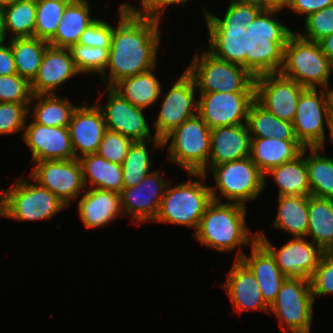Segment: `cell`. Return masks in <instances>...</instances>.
<instances>
[{"mask_svg": "<svg viewBox=\"0 0 333 333\" xmlns=\"http://www.w3.org/2000/svg\"><path fill=\"white\" fill-rule=\"evenodd\" d=\"M69 0H36L35 37L49 42L62 20Z\"/></svg>", "mask_w": 333, "mask_h": 333, "instance_id": "cell-40", "label": "cell"}, {"mask_svg": "<svg viewBox=\"0 0 333 333\" xmlns=\"http://www.w3.org/2000/svg\"><path fill=\"white\" fill-rule=\"evenodd\" d=\"M75 158L97 153L105 131V119L99 105L77 106L68 126ZM78 151H80L78 153Z\"/></svg>", "mask_w": 333, "mask_h": 333, "instance_id": "cell-21", "label": "cell"}, {"mask_svg": "<svg viewBox=\"0 0 333 333\" xmlns=\"http://www.w3.org/2000/svg\"><path fill=\"white\" fill-rule=\"evenodd\" d=\"M224 288L237 312L247 310L269 312V306L263 299L254 273L241 259H235Z\"/></svg>", "mask_w": 333, "mask_h": 333, "instance_id": "cell-24", "label": "cell"}, {"mask_svg": "<svg viewBox=\"0 0 333 333\" xmlns=\"http://www.w3.org/2000/svg\"><path fill=\"white\" fill-rule=\"evenodd\" d=\"M36 165L30 177L41 187L48 189L67 206L85 192L82 169L78 159L44 160Z\"/></svg>", "mask_w": 333, "mask_h": 333, "instance_id": "cell-15", "label": "cell"}, {"mask_svg": "<svg viewBox=\"0 0 333 333\" xmlns=\"http://www.w3.org/2000/svg\"><path fill=\"white\" fill-rule=\"evenodd\" d=\"M108 100L104 107L99 106L103 112L108 130L115 131L133 141H146L153 137L142 108L135 107L124 99L112 87H106Z\"/></svg>", "mask_w": 333, "mask_h": 333, "instance_id": "cell-19", "label": "cell"}, {"mask_svg": "<svg viewBox=\"0 0 333 333\" xmlns=\"http://www.w3.org/2000/svg\"><path fill=\"white\" fill-rule=\"evenodd\" d=\"M154 69L120 80L112 88L135 107L145 109L157 102L162 93Z\"/></svg>", "mask_w": 333, "mask_h": 333, "instance_id": "cell-32", "label": "cell"}, {"mask_svg": "<svg viewBox=\"0 0 333 333\" xmlns=\"http://www.w3.org/2000/svg\"><path fill=\"white\" fill-rule=\"evenodd\" d=\"M187 1L188 0H140V4H142L141 10L125 2L120 6V9L132 11L135 15L143 18L161 21V14L164 13L166 7L168 8L171 4L185 6Z\"/></svg>", "mask_w": 333, "mask_h": 333, "instance_id": "cell-48", "label": "cell"}, {"mask_svg": "<svg viewBox=\"0 0 333 333\" xmlns=\"http://www.w3.org/2000/svg\"><path fill=\"white\" fill-rule=\"evenodd\" d=\"M307 150L310 151L306 166L311 195L333 199V159L319 154L320 147H307Z\"/></svg>", "mask_w": 333, "mask_h": 333, "instance_id": "cell-38", "label": "cell"}, {"mask_svg": "<svg viewBox=\"0 0 333 333\" xmlns=\"http://www.w3.org/2000/svg\"><path fill=\"white\" fill-rule=\"evenodd\" d=\"M257 240L271 253L278 268L289 278L309 279L325 253L304 237H293L278 250L260 231L257 232Z\"/></svg>", "mask_w": 333, "mask_h": 333, "instance_id": "cell-16", "label": "cell"}, {"mask_svg": "<svg viewBox=\"0 0 333 333\" xmlns=\"http://www.w3.org/2000/svg\"><path fill=\"white\" fill-rule=\"evenodd\" d=\"M153 142L156 147L162 148V140L154 138L146 141H133L128 149L125 160L121 164L123 173V188L138 185L148 175L152 160L148 153L147 144Z\"/></svg>", "mask_w": 333, "mask_h": 333, "instance_id": "cell-39", "label": "cell"}, {"mask_svg": "<svg viewBox=\"0 0 333 333\" xmlns=\"http://www.w3.org/2000/svg\"><path fill=\"white\" fill-rule=\"evenodd\" d=\"M9 43L17 74L31 83L38 73L49 43L36 37L11 38Z\"/></svg>", "mask_w": 333, "mask_h": 333, "instance_id": "cell-36", "label": "cell"}, {"mask_svg": "<svg viewBox=\"0 0 333 333\" xmlns=\"http://www.w3.org/2000/svg\"><path fill=\"white\" fill-rule=\"evenodd\" d=\"M303 149L304 146L298 140L251 138L250 158L265 174L273 167L294 160Z\"/></svg>", "mask_w": 333, "mask_h": 333, "instance_id": "cell-27", "label": "cell"}, {"mask_svg": "<svg viewBox=\"0 0 333 333\" xmlns=\"http://www.w3.org/2000/svg\"><path fill=\"white\" fill-rule=\"evenodd\" d=\"M118 10L119 24L113 26L109 62L102 75L107 87H113L124 78L154 69L161 42L160 21L137 16L132 11ZM109 69L110 74L107 76Z\"/></svg>", "mask_w": 333, "mask_h": 333, "instance_id": "cell-1", "label": "cell"}, {"mask_svg": "<svg viewBox=\"0 0 333 333\" xmlns=\"http://www.w3.org/2000/svg\"><path fill=\"white\" fill-rule=\"evenodd\" d=\"M3 40L2 9L0 8V41Z\"/></svg>", "mask_w": 333, "mask_h": 333, "instance_id": "cell-55", "label": "cell"}, {"mask_svg": "<svg viewBox=\"0 0 333 333\" xmlns=\"http://www.w3.org/2000/svg\"><path fill=\"white\" fill-rule=\"evenodd\" d=\"M77 74L69 49L48 45L38 73L31 82L32 93L55 94L58 86Z\"/></svg>", "mask_w": 333, "mask_h": 333, "instance_id": "cell-23", "label": "cell"}, {"mask_svg": "<svg viewBox=\"0 0 333 333\" xmlns=\"http://www.w3.org/2000/svg\"><path fill=\"white\" fill-rule=\"evenodd\" d=\"M36 99L38 101H33ZM32 103H36L32 114L33 121L50 127H68L77 107L66 97L59 98L56 93L33 95L30 104Z\"/></svg>", "mask_w": 333, "mask_h": 333, "instance_id": "cell-35", "label": "cell"}, {"mask_svg": "<svg viewBox=\"0 0 333 333\" xmlns=\"http://www.w3.org/2000/svg\"><path fill=\"white\" fill-rule=\"evenodd\" d=\"M86 0L70 1L64 9L55 36L48 42L54 47L69 48L77 44L81 34L96 19H92L91 8Z\"/></svg>", "mask_w": 333, "mask_h": 333, "instance_id": "cell-29", "label": "cell"}, {"mask_svg": "<svg viewBox=\"0 0 333 333\" xmlns=\"http://www.w3.org/2000/svg\"><path fill=\"white\" fill-rule=\"evenodd\" d=\"M246 125L251 138L297 140L292 122L277 118L256 101L250 105Z\"/></svg>", "mask_w": 333, "mask_h": 333, "instance_id": "cell-33", "label": "cell"}, {"mask_svg": "<svg viewBox=\"0 0 333 333\" xmlns=\"http://www.w3.org/2000/svg\"><path fill=\"white\" fill-rule=\"evenodd\" d=\"M31 83L18 74L0 76V102L30 103Z\"/></svg>", "mask_w": 333, "mask_h": 333, "instance_id": "cell-43", "label": "cell"}, {"mask_svg": "<svg viewBox=\"0 0 333 333\" xmlns=\"http://www.w3.org/2000/svg\"><path fill=\"white\" fill-rule=\"evenodd\" d=\"M251 247V256L238 250L236 259H241L254 273L263 299L270 307L287 277L278 268L271 253L258 240Z\"/></svg>", "mask_w": 333, "mask_h": 333, "instance_id": "cell-25", "label": "cell"}, {"mask_svg": "<svg viewBox=\"0 0 333 333\" xmlns=\"http://www.w3.org/2000/svg\"><path fill=\"white\" fill-rule=\"evenodd\" d=\"M278 213L273 227L293 237H306L308 229V196H278Z\"/></svg>", "mask_w": 333, "mask_h": 333, "instance_id": "cell-34", "label": "cell"}, {"mask_svg": "<svg viewBox=\"0 0 333 333\" xmlns=\"http://www.w3.org/2000/svg\"><path fill=\"white\" fill-rule=\"evenodd\" d=\"M307 236L324 252H333V199L308 196Z\"/></svg>", "mask_w": 333, "mask_h": 333, "instance_id": "cell-30", "label": "cell"}, {"mask_svg": "<svg viewBox=\"0 0 333 333\" xmlns=\"http://www.w3.org/2000/svg\"><path fill=\"white\" fill-rule=\"evenodd\" d=\"M15 0H0V8L2 9L5 6L12 4Z\"/></svg>", "mask_w": 333, "mask_h": 333, "instance_id": "cell-56", "label": "cell"}, {"mask_svg": "<svg viewBox=\"0 0 333 333\" xmlns=\"http://www.w3.org/2000/svg\"><path fill=\"white\" fill-rule=\"evenodd\" d=\"M291 0H266V10L280 11L289 8Z\"/></svg>", "mask_w": 333, "mask_h": 333, "instance_id": "cell-52", "label": "cell"}, {"mask_svg": "<svg viewBox=\"0 0 333 333\" xmlns=\"http://www.w3.org/2000/svg\"><path fill=\"white\" fill-rule=\"evenodd\" d=\"M254 101L255 92H200L197 114L211 129L246 124Z\"/></svg>", "mask_w": 333, "mask_h": 333, "instance_id": "cell-13", "label": "cell"}, {"mask_svg": "<svg viewBox=\"0 0 333 333\" xmlns=\"http://www.w3.org/2000/svg\"><path fill=\"white\" fill-rule=\"evenodd\" d=\"M231 1L253 4L254 6L260 7L262 10H266V0H231Z\"/></svg>", "mask_w": 333, "mask_h": 333, "instance_id": "cell-54", "label": "cell"}, {"mask_svg": "<svg viewBox=\"0 0 333 333\" xmlns=\"http://www.w3.org/2000/svg\"><path fill=\"white\" fill-rule=\"evenodd\" d=\"M30 103L0 102V135L24 131Z\"/></svg>", "mask_w": 333, "mask_h": 333, "instance_id": "cell-42", "label": "cell"}, {"mask_svg": "<svg viewBox=\"0 0 333 333\" xmlns=\"http://www.w3.org/2000/svg\"><path fill=\"white\" fill-rule=\"evenodd\" d=\"M35 20L36 0H15L3 7V40L9 32L12 38L35 37Z\"/></svg>", "mask_w": 333, "mask_h": 333, "instance_id": "cell-37", "label": "cell"}, {"mask_svg": "<svg viewBox=\"0 0 333 333\" xmlns=\"http://www.w3.org/2000/svg\"><path fill=\"white\" fill-rule=\"evenodd\" d=\"M306 33L299 35L307 40L318 42L333 34V5L327 6L305 18Z\"/></svg>", "mask_w": 333, "mask_h": 333, "instance_id": "cell-45", "label": "cell"}, {"mask_svg": "<svg viewBox=\"0 0 333 333\" xmlns=\"http://www.w3.org/2000/svg\"><path fill=\"white\" fill-rule=\"evenodd\" d=\"M211 128L197 114L180 124L162 139L168 147V160L187 173H200L208 165Z\"/></svg>", "mask_w": 333, "mask_h": 333, "instance_id": "cell-9", "label": "cell"}, {"mask_svg": "<svg viewBox=\"0 0 333 333\" xmlns=\"http://www.w3.org/2000/svg\"><path fill=\"white\" fill-rule=\"evenodd\" d=\"M112 33V25L106 21L96 19L84 30L78 43L89 47L110 48Z\"/></svg>", "mask_w": 333, "mask_h": 333, "instance_id": "cell-47", "label": "cell"}, {"mask_svg": "<svg viewBox=\"0 0 333 333\" xmlns=\"http://www.w3.org/2000/svg\"><path fill=\"white\" fill-rule=\"evenodd\" d=\"M17 74L14 54L10 43L6 46L5 40L0 41V76Z\"/></svg>", "mask_w": 333, "mask_h": 333, "instance_id": "cell-50", "label": "cell"}, {"mask_svg": "<svg viewBox=\"0 0 333 333\" xmlns=\"http://www.w3.org/2000/svg\"><path fill=\"white\" fill-rule=\"evenodd\" d=\"M216 190L215 186H211L213 200L194 231L195 239L220 252H230L237 246L253 245L257 241V233L249 236L250 229L245 225L246 206L221 202Z\"/></svg>", "mask_w": 333, "mask_h": 333, "instance_id": "cell-2", "label": "cell"}, {"mask_svg": "<svg viewBox=\"0 0 333 333\" xmlns=\"http://www.w3.org/2000/svg\"><path fill=\"white\" fill-rule=\"evenodd\" d=\"M262 11L260 7L231 1L224 19L204 9L209 34V52L215 57L245 68L246 26Z\"/></svg>", "mask_w": 333, "mask_h": 333, "instance_id": "cell-4", "label": "cell"}, {"mask_svg": "<svg viewBox=\"0 0 333 333\" xmlns=\"http://www.w3.org/2000/svg\"><path fill=\"white\" fill-rule=\"evenodd\" d=\"M329 87L330 86L328 85L326 88H324V90L327 98L329 118L331 121H333V88L330 89Z\"/></svg>", "mask_w": 333, "mask_h": 333, "instance_id": "cell-53", "label": "cell"}, {"mask_svg": "<svg viewBox=\"0 0 333 333\" xmlns=\"http://www.w3.org/2000/svg\"><path fill=\"white\" fill-rule=\"evenodd\" d=\"M212 172L216 187L230 201L246 206L265 188V174L249 157L214 166Z\"/></svg>", "mask_w": 333, "mask_h": 333, "instance_id": "cell-11", "label": "cell"}, {"mask_svg": "<svg viewBox=\"0 0 333 333\" xmlns=\"http://www.w3.org/2000/svg\"><path fill=\"white\" fill-rule=\"evenodd\" d=\"M190 179L176 186H167L154 221L194 228L196 231L207 206L213 200L211 186L205 185L206 175L188 173Z\"/></svg>", "mask_w": 333, "mask_h": 333, "instance_id": "cell-5", "label": "cell"}, {"mask_svg": "<svg viewBox=\"0 0 333 333\" xmlns=\"http://www.w3.org/2000/svg\"><path fill=\"white\" fill-rule=\"evenodd\" d=\"M133 140L115 131L106 130L97 154L106 160L122 164Z\"/></svg>", "mask_w": 333, "mask_h": 333, "instance_id": "cell-44", "label": "cell"}, {"mask_svg": "<svg viewBox=\"0 0 333 333\" xmlns=\"http://www.w3.org/2000/svg\"><path fill=\"white\" fill-rule=\"evenodd\" d=\"M196 91L194 79L184 71L165 95L157 121L153 122L156 138L162 140L185 120L197 115Z\"/></svg>", "mask_w": 333, "mask_h": 333, "instance_id": "cell-17", "label": "cell"}, {"mask_svg": "<svg viewBox=\"0 0 333 333\" xmlns=\"http://www.w3.org/2000/svg\"><path fill=\"white\" fill-rule=\"evenodd\" d=\"M309 280L314 300L315 296L333 293V252L323 254Z\"/></svg>", "mask_w": 333, "mask_h": 333, "instance_id": "cell-46", "label": "cell"}, {"mask_svg": "<svg viewBox=\"0 0 333 333\" xmlns=\"http://www.w3.org/2000/svg\"><path fill=\"white\" fill-rule=\"evenodd\" d=\"M22 138L32 151V162L76 159L68 127H50L32 121Z\"/></svg>", "mask_w": 333, "mask_h": 333, "instance_id": "cell-20", "label": "cell"}, {"mask_svg": "<svg viewBox=\"0 0 333 333\" xmlns=\"http://www.w3.org/2000/svg\"><path fill=\"white\" fill-rule=\"evenodd\" d=\"M328 130H329V138L330 141L333 142V121H330V124L328 126Z\"/></svg>", "mask_w": 333, "mask_h": 333, "instance_id": "cell-57", "label": "cell"}, {"mask_svg": "<svg viewBox=\"0 0 333 333\" xmlns=\"http://www.w3.org/2000/svg\"><path fill=\"white\" fill-rule=\"evenodd\" d=\"M70 54L74 61L75 67L82 73H98L101 76L106 71L109 62L110 48L89 47L79 43L71 45Z\"/></svg>", "mask_w": 333, "mask_h": 333, "instance_id": "cell-41", "label": "cell"}, {"mask_svg": "<svg viewBox=\"0 0 333 333\" xmlns=\"http://www.w3.org/2000/svg\"><path fill=\"white\" fill-rule=\"evenodd\" d=\"M306 150L307 147H304L302 153L297 158L273 167L265 173V175H273V178L279 188L278 196L311 195L306 166Z\"/></svg>", "mask_w": 333, "mask_h": 333, "instance_id": "cell-31", "label": "cell"}, {"mask_svg": "<svg viewBox=\"0 0 333 333\" xmlns=\"http://www.w3.org/2000/svg\"><path fill=\"white\" fill-rule=\"evenodd\" d=\"M200 92H255V77L242 65L215 57L208 50L197 54L185 70Z\"/></svg>", "mask_w": 333, "mask_h": 333, "instance_id": "cell-8", "label": "cell"}, {"mask_svg": "<svg viewBox=\"0 0 333 333\" xmlns=\"http://www.w3.org/2000/svg\"><path fill=\"white\" fill-rule=\"evenodd\" d=\"M67 205L48 189L31 184L23 177L13 186L0 192V216L19 221L52 218Z\"/></svg>", "mask_w": 333, "mask_h": 333, "instance_id": "cell-7", "label": "cell"}, {"mask_svg": "<svg viewBox=\"0 0 333 333\" xmlns=\"http://www.w3.org/2000/svg\"><path fill=\"white\" fill-rule=\"evenodd\" d=\"M332 72V63L318 42L292 33L284 47L280 74L305 88H326Z\"/></svg>", "mask_w": 333, "mask_h": 333, "instance_id": "cell-6", "label": "cell"}, {"mask_svg": "<svg viewBox=\"0 0 333 333\" xmlns=\"http://www.w3.org/2000/svg\"><path fill=\"white\" fill-rule=\"evenodd\" d=\"M160 174L152 171L138 185L122 189L120 200L123 215H131L137 224L139 221L155 220L168 186Z\"/></svg>", "mask_w": 333, "mask_h": 333, "instance_id": "cell-18", "label": "cell"}, {"mask_svg": "<svg viewBox=\"0 0 333 333\" xmlns=\"http://www.w3.org/2000/svg\"><path fill=\"white\" fill-rule=\"evenodd\" d=\"M86 191L79 200L78 212L87 228L107 226L118 216H123L120 193L103 189Z\"/></svg>", "mask_w": 333, "mask_h": 333, "instance_id": "cell-26", "label": "cell"}, {"mask_svg": "<svg viewBox=\"0 0 333 333\" xmlns=\"http://www.w3.org/2000/svg\"><path fill=\"white\" fill-rule=\"evenodd\" d=\"M78 161L81 165L85 188L89 181L90 189L110 190L117 193L122 191L123 173L120 164L110 162L97 153L81 156Z\"/></svg>", "mask_w": 333, "mask_h": 333, "instance_id": "cell-28", "label": "cell"}, {"mask_svg": "<svg viewBox=\"0 0 333 333\" xmlns=\"http://www.w3.org/2000/svg\"><path fill=\"white\" fill-rule=\"evenodd\" d=\"M320 89V94L317 88H305L302 91L292 124L297 140L304 147H320L324 151V124L328 128L331 120L325 90Z\"/></svg>", "mask_w": 333, "mask_h": 333, "instance_id": "cell-12", "label": "cell"}, {"mask_svg": "<svg viewBox=\"0 0 333 333\" xmlns=\"http://www.w3.org/2000/svg\"><path fill=\"white\" fill-rule=\"evenodd\" d=\"M330 5H333V0H291L289 9L298 13V15L306 14V17H308L310 14Z\"/></svg>", "mask_w": 333, "mask_h": 333, "instance_id": "cell-49", "label": "cell"}, {"mask_svg": "<svg viewBox=\"0 0 333 333\" xmlns=\"http://www.w3.org/2000/svg\"><path fill=\"white\" fill-rule=\"evenodd\" d=\"M255 101L279 119L293 122L305 87L280 73L255 77Z\"/></svg>", "mask_w": 333, "mask_h": 333, "instance_id": "cell-14", "label": "cell"}, {"mask_svg": "<svg viewBox=\"0 0 333 333\" xmlns=\"http://www.w3.org/2000/svg\"><path fill=\"white\" fill-rule=\"evenodd\" d=\"M251 137L246 124L211 129L208 165L200 172L206 174L214 166L250 156Z\"/></svg>", "mask_w": 333, "mask_h": 333, "instance_id": "cell-22", "label": "cell"}, {"mask_svg": "<svg viewBox=\"0 0 333 333\" xmlns=\"http://www.w3.org/2000/svg\"><path fill=\"white\" fill-rule=\"evenodd\" d=\"M318 43L323 53L327 56L329 61L333 63V34L323 37Z\"/></svg>", "mask_w": 333, "mask_h": 333, "instance_id": "cell-51", "label": "cell"}, {"mask_svg": "<svg viewBox=\"0 0 333 333\" xmlns=\"http://www.w3.org/2000/svg\"><path fill=\"white\" fill-rule=\"evenodd\" d=\"M278 12L262 10L246 26L245 69L254 77L281 70L284 47L293 31L272 15Z\"/></svg>", "mask_w": 333, "mask_h": 333, "instance_id": "cell-3", "label": "cell"}, {"mask_svg": "<svg viewBox=\"0 0 333 333\" xmlns=\"http://www.w3.org/2000/svg\"><path fill=\"white\" fill-rule=\"evenodd\" d=\"M313 304L310 280L287 277L269 310L278 317L282 333H310Z\"/></svg>", "mask_w": 333, "mask_h": 333, "instance_id": "cell-10", "label": "cell"}]
</instances>
